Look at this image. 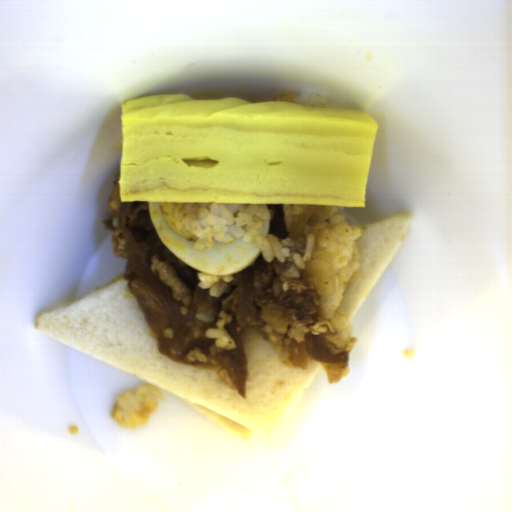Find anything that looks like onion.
<instances>
[{
	"label": "onion",
	"instance_id": "1",
	"mask_svg": "<svg viewBox=\"0 0 512 512\" xmlns=\"http://www.w3.org/2000/svg\"><path fill=\"white\" fill-rule=\"evenodd\" d=\"M307 284L316 295L327 296L334 291V275L332 265L328 262L313 260L304 266Z\"/></svg>",
	"mask_w": 512,
	"mask_h": 512
},
{
	"label": "onion",
	"instance_id": "2",
	"mask_svg": "<svg viewBox=\"0 0 512 512\" xmlns=\"http://www.w3.org/2000/svg\"><path fill=\"white\" fill-rule=\"evenodd\" d=\"M316 208H317V205H310L304 211V213L301 215V217L299 218V220L296 223V225L294 226V228L289 233V237L296 238L297 236H299L302 233V231L305 229L308 222L312 218Z\"/></svg>",
	"mask_w": 512,
	"mask_h": 512
}]
</instances>
